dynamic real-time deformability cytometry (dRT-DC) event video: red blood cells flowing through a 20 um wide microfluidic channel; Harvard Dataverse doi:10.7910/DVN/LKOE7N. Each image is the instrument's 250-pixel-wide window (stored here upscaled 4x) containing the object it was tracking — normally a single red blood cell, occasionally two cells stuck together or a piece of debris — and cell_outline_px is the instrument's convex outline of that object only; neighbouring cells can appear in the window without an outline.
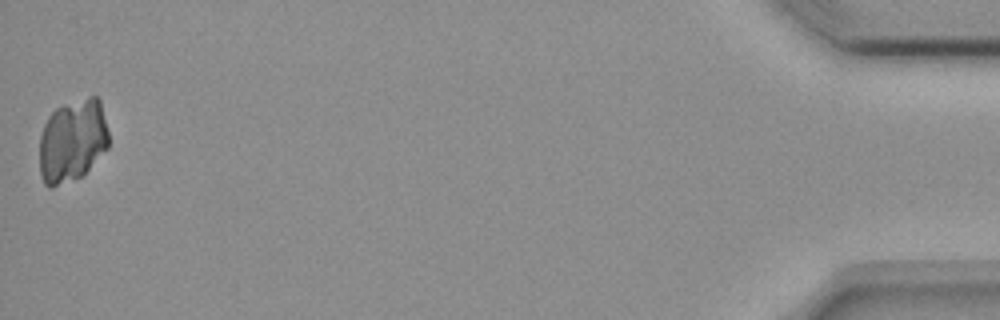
{"species": "common noctule bat (a hibernating species)", "species_latin": "Nyctalus noctula", "temperature_condition": "room temperature", "stored_images_in_passage": 55, "camera_frame_rate_fps": 3000, "um_per_image_px": 0.085, "animal": {"sex": "female", "body_mass_g": 18.4}, "frame": {"image": 1, "passage_image": 55, "time_ms": 18.0, "image_size_px": [1000, 320], "cell_outline_px": [[108, 148], [80, 176], [52, 188], [48, 188], [44, 184], [40, 172], [40, 136], [44, 124], [48, 116], [56, 108], [64, 104], [88, 96], [96, 96], [100, 100], [108, 132]], "centroid_in_image_um": [6.14, 11.94], "position_along_channel_um": 429.1, "area_um2": 33.29}}